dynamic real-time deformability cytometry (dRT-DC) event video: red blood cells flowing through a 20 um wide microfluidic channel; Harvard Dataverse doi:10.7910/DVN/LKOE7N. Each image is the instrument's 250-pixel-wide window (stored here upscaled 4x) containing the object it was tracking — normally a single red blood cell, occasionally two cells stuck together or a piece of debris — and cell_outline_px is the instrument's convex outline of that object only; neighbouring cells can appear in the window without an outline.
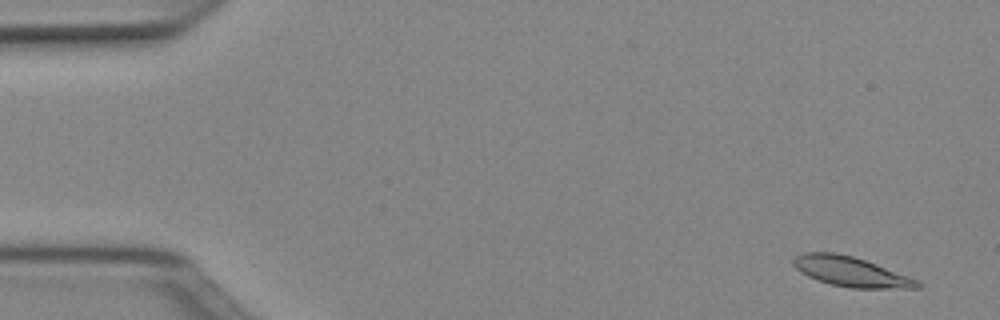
{"species": "Egyptian fruit bat (a non-hibernating species)", "species_latin": "Rousettus aegyptiacus", "temperature_condition": "cold", "stored_images_in_passage": 51, "camera_frame_rate_fps": 3000, "um_per_image_px": 0.085, "animal": {"sex": "female"}, "frame": {"image": 1, "passage_image": 3, "time_ms": 0.667, "image_size_px": [1000, 320], "cell_outline_px": [[924, 284], [920, 288], [852, 288], [832, 284], [816, 280], [800, 272], [792, 264], [792, 260], [796, 256], [804, 252], [836, 252], [852, 256], [864, 260], [920, 280]], "centroid_in_image_um": [72.33, 23.09], "position_along_channel_um": 12.7, "area_um2": 21.56}}
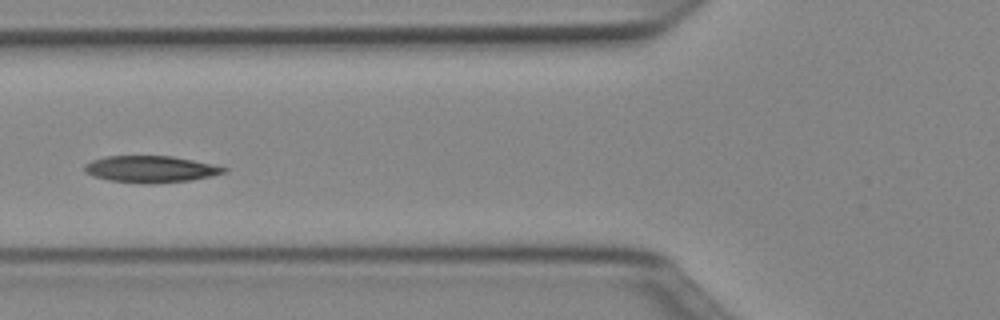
{"frame": {"image": 2, "passage_image": 20, "time_ms": 6.333, "image_size_px": [1000, 320], "cell_outline_px": [[228, 172], [212, 176], [192, 180], [152, 184], [148, 184], [108, 180], [92, 176], [84, 172], [84, 164], [92, 160], [104, 156], [172, 156], [192, 160], [228, 168]], "centroid_in_image_um": [12.78, 14.38], "position_along_channel_um": 113.0, "area_um2": 21.79}}
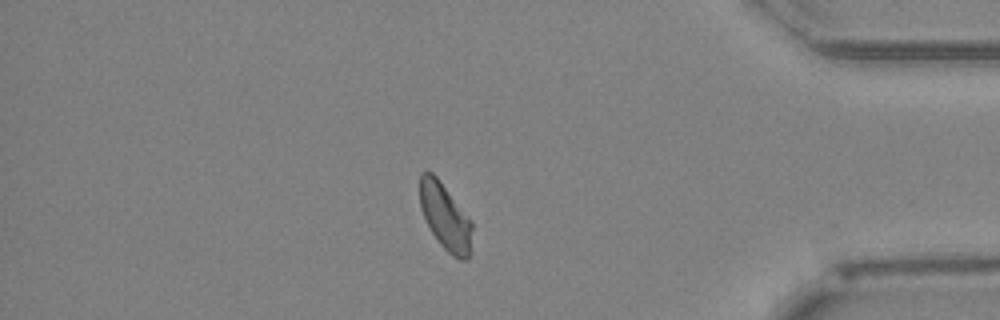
{"frame": {"image": 3, "passage_image": 44, "time_ms": 14.333, "image_size_px": [1000, 320], "cell_outline_px": [[472, 228], [468, 260], [460, 260], [452, 256], [440, 244], [432, 232], [420, 208], [420, 172], [432, 172], [436, 176], [472, 220]], "centroid_in_image_um": [37.85, 18.42], "position_along_channel_um": 397.4, "area_um2": 20.06}, "authors_computed_cell_mechanics": {"area_um2": 21.097, "velocity_mm_per_s": 3.9628, "shape_relaxation_time_tau1_ms": 3.3208, "shape_relaxation_time_tau2_ms": 9.3689, "deformation_change_tau1": 0.143, "deformation_change_tau2": 0.1436}}